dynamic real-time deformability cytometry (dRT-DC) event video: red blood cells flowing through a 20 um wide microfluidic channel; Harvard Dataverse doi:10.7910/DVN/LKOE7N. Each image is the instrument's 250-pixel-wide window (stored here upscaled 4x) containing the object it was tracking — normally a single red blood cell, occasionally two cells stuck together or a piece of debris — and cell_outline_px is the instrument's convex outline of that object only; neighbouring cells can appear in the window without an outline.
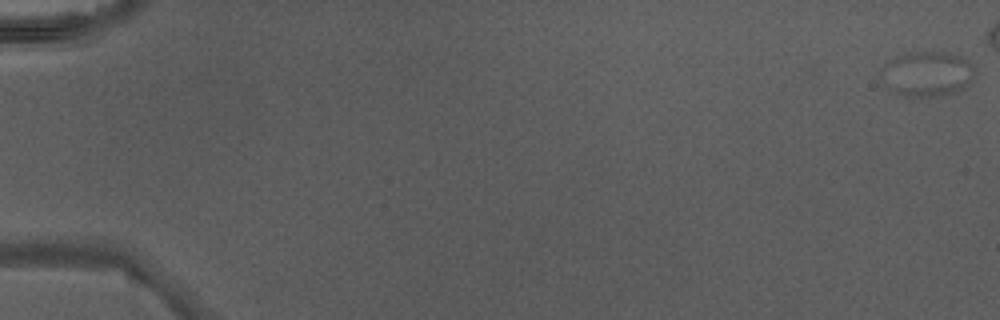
{"species": "Egyptian fruit bat (a non-hibernating species)", "species_latin": "Rousettus aegyptiacus", "temperature_condition": "warm", "stored_images_in_passage": 11, "camera_frame_rate_fps": 3000, "um_per_image_px": 0.085, "animal": {"sex": "male"}, "frame": {"image": 1, "passage_image": 1, "time_ms": 0.0, "image_size_px": [1000, 320], "cell_outline_px": [[976, 76], [964, 88], [956, 92], [940, 96], [912, 100], [892, 92], [884, 88], [880, 80], [880, 68], [884, 64], [900, 56], [912, 52], [944, 52], [960, 56], [968, 60], [972, 64], [976, 72]], "centroid_in_image_um": [78.77, 6.35], "position_along_channel_um": 6.2, "area_um2": 25.61}}